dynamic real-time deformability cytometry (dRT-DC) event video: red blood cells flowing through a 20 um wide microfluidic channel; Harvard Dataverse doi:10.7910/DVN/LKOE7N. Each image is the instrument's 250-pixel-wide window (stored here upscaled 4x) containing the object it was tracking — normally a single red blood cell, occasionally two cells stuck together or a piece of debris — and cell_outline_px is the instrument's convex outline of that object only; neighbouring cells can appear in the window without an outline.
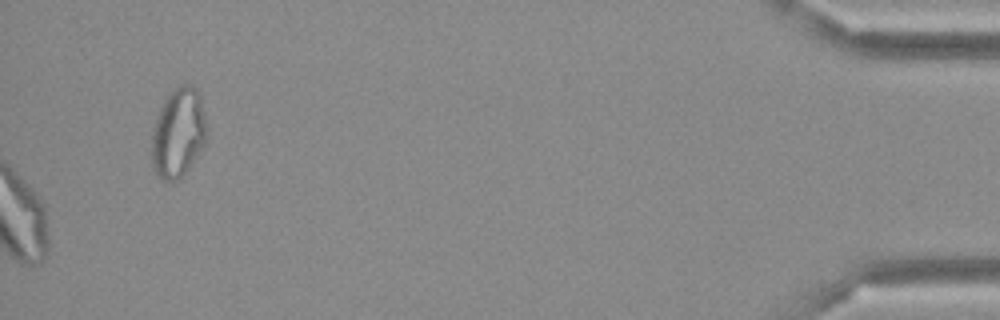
{"species": "Egyptian fruit bat (a non-hibernating species)", "species_latin": "Rousettus aegyptiacus", "temperature_condition": "cold", "stored_images_in_passage": 49, "camera_frame_rate_fps": 3000, "um_per_image_px": 0.085, "frame": {"image": 1, "passage_image": 49, "time_ms": 16.0, "image_size_px": [1000, 320], "cell_outline_px": [[208, 136], [204, 144], [180, 180], [160, 180], [152, 168], [152, 128], [156, 116], [168, 92], [180, 84], [192, 84], [196, 88], [200, 96], [204, 112], [208, 132]], "centroid_in_image_um": [15.14, 11.27], "position_along_channel_um": 420.1, "area_um2": 29.07}}